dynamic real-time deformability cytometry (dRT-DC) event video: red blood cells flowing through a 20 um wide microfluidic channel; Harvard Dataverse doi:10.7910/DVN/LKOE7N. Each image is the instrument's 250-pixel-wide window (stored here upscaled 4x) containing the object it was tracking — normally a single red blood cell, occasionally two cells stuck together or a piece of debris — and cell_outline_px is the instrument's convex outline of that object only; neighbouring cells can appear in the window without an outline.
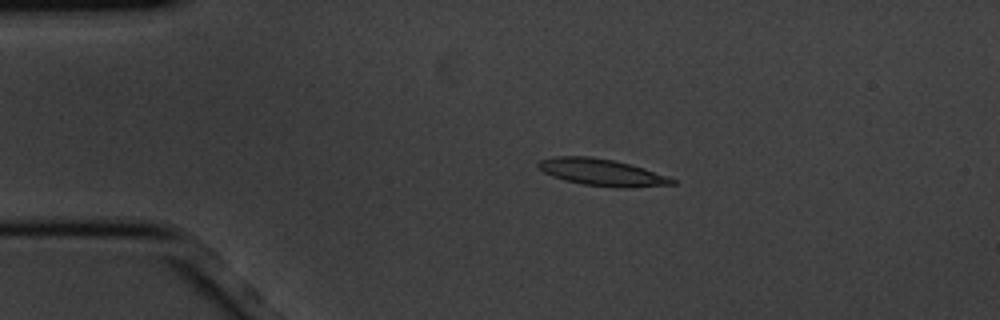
{"species": "common noctule bat (a hibernating species)", "species_latin": "Nyctalus noctula", "temperature_condition": "cold", "stored_images_in_passage": 6, "camera_frame_rate_fps": 3000, "um_per_image_px": 0.085, "animal": {"sex": "male", "body_mass_g": 20.1, "forearm_length_mm": 53.5}, "frame": {"image": 1, "passage_image": 4, "time_ms": 1.0, "image_size_px": [1000, 320], "cell_outline_px": [[680, 180], [676, 184], [632, 188], [612, 188], [584, 184], [564, 180], [552, 176], [544, 172], [536, 164], [540, 160], [556, 156], [588, 156], [612, 160], [644, 168]], "centroid_in_image_um": [51.22, 14.67], "position_along_channel_um": 33.8, "area_um2": 21.1}}
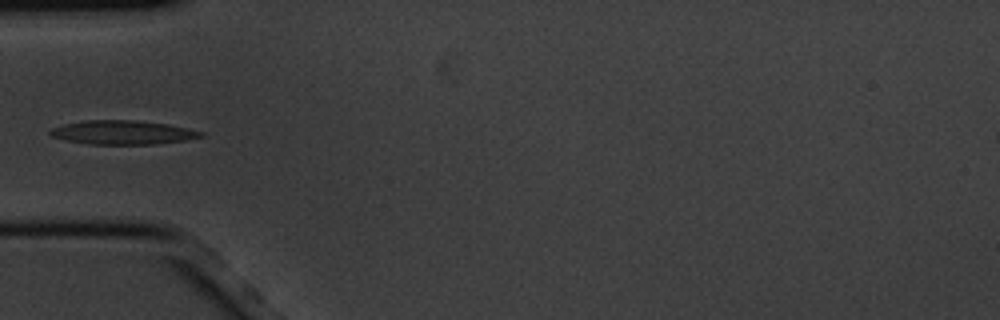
{"frame": {"image": 2, "passage_image": 6, "time_ms": 1.667, "image_size_px": [1000, 320], "cell_outline_px": [[204, 136], [188, 140], [156, 144], [88, 144], [48, 136], [48, 132], [52, 128], [64, 124], [84, 120], [136, 120], [168, 124], [188, 128], [204, 132]], "centroid_in_image_um": [10.44, 11.25], "position_along_channel_um": 74.6, "area_um2": 21.15}}